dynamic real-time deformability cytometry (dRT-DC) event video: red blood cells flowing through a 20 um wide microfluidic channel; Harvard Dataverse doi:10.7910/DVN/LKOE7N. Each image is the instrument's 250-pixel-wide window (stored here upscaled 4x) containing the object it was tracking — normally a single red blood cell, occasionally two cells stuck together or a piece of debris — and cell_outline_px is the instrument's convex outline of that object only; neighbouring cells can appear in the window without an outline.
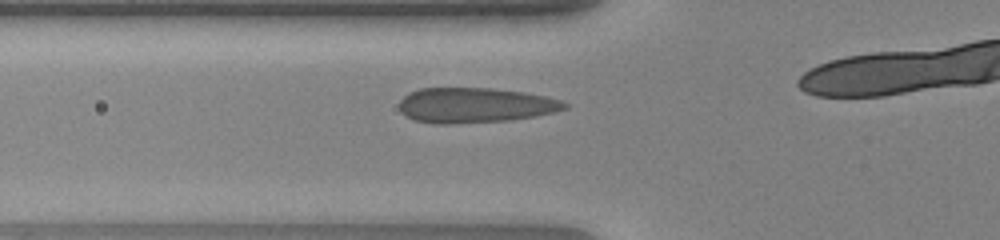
{"species": "human", "species_latin": "Homo sapiens", "temperature_condition": "warm", "stored_images_in_passage": 10, "camera_frame_rate_fps": 3000, "um_per_image_px": 0.085, "donor": {"sex": "female"}, "frame": {"image": 1, "passage_image": 5, "time_ms": 1.333, "image_size_px": [1000, 240], "cell_outline_px": [[568, 108], [536, 116], [512, 120], [448, 124], [432, 124], [412, 120], [404, 116], [400, 112], [400, 100], [408, 92], [420, 88], [492, 88], [524, 92], [564, 100], [568, 104]], "centroid_in_image_um": [40.35, 8.95], "position_along_channel_um": 85.4, "area_um2": 34.22}}
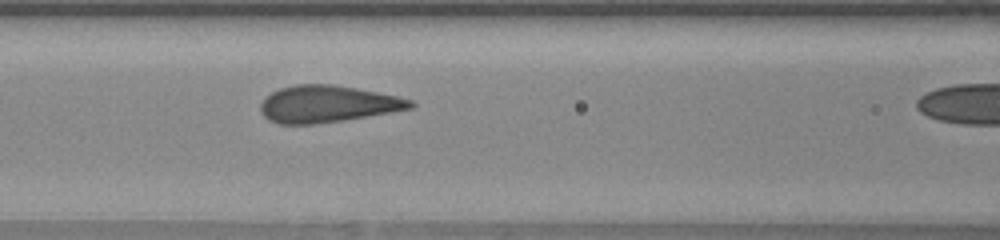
{"frame": {"image": 2, "passage_image": 9, "time_ms": 2.667, "image_size_px": [1000, 240], "cell_outline_px": [[416, 104], [412, 108], [392, 112], [344, 120], [312, 124], [280, 124], [268, 120], [260, 112], [260, 104], [264, 96], [280, 88], [296, 84], [332, 84], [356, 88], [396, 96], [412, 100]], "centroid_in_image_um": [27.8, 8.84], "position_along_channel_um": 138.8, "area_um2": 32.25}}